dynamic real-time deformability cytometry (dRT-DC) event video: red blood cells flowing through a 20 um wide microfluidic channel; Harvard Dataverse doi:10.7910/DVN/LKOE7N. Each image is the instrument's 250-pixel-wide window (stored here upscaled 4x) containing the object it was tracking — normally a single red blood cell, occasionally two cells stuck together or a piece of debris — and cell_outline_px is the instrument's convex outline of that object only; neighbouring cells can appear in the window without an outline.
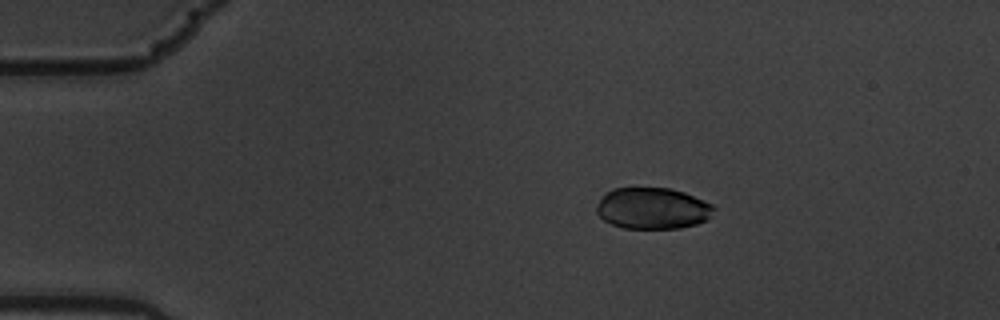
{"species": "common noctule bat (a hibernating species)", "species_latin": "Nyctalus noctula", "temperature_condition": "warm", "stored_images_in_passage": 58, "camera_frame_rate_fps": 3000, "um_per_image_px": 0.085, "animal": {"sex": "male", "body_mass_g": 19.5, "forearm_length_mm": 54.6}, "frame": {"image": 1, "passage_image": 11, "time_ms": 3.333, "image_size_px": [1000, 320], "cell_outline_px": [[716, 208], [708, 220], [696, 224], [680, 228], [624, 228], [612, 224], [604, 220], [596, 212], [596, 208], [600, 200], [612, 188], [672, 188], [684, 192], [704, 200], [712, 204]], "centroid_in_image_um": [55.51, 17.71], "position_along_channel_um": 29.5, "area_um2": 28.26}}
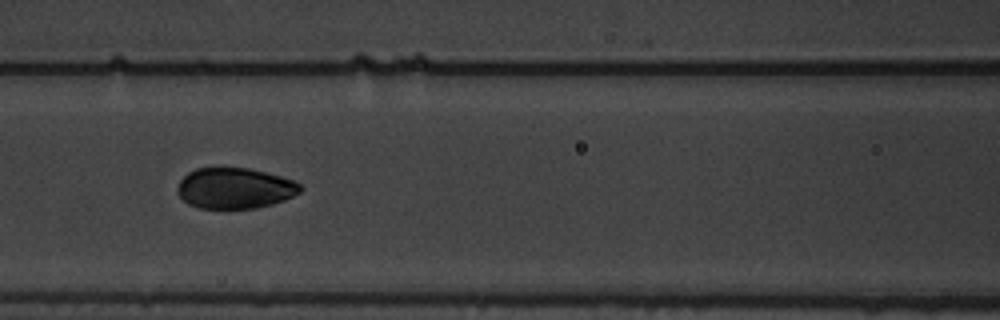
{"frame": {"image": 2, "passage_image": 26, "time_ms": 8.333, "image_size_px": [1000, 320], "cell_outline_px": [[304, 188], [300, 192], [284, 200], [272, 204], [256, 208], [200, 208], [188, 204], [176, 192], [176, 188], [180, 180], [188, 172], [196, 168], [216, 164], [220, 164], [248, 168], [280, 176], [292, 180], [300, 184]], "centroid_in_image_um": [19.91, 15.95], "position_along_channel_um": 146.7, "area_um2": 29.94}}
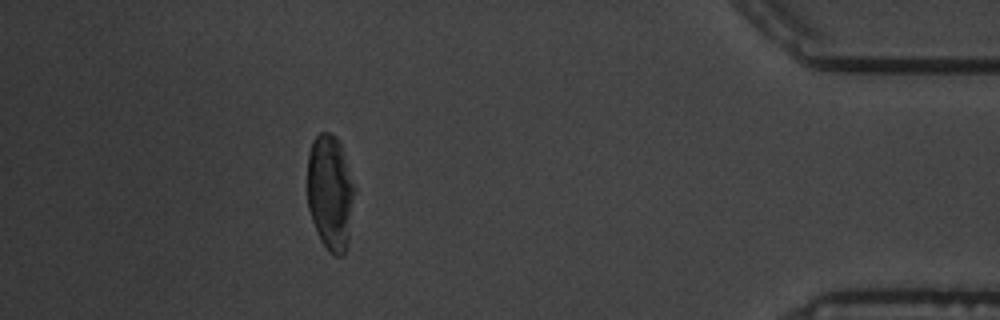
{"frame": {"image": 3, "passage_image": 52, "time_ms": 17.0, "image_size_px": [1000, 320], "cell_outline_px": [[356, 188], [348, 240], [344, 256], [336, 256], [328, 252], [320, 240], [316, 232], [308, 208], [308, 152], [312, 140], [320, 132], [328, 132], [336, 136], [340, 144]], "centroid_in_image_um": [28.07, 16.38], "position_along_channel_um": 407.1, "area_um2": 32.08}}